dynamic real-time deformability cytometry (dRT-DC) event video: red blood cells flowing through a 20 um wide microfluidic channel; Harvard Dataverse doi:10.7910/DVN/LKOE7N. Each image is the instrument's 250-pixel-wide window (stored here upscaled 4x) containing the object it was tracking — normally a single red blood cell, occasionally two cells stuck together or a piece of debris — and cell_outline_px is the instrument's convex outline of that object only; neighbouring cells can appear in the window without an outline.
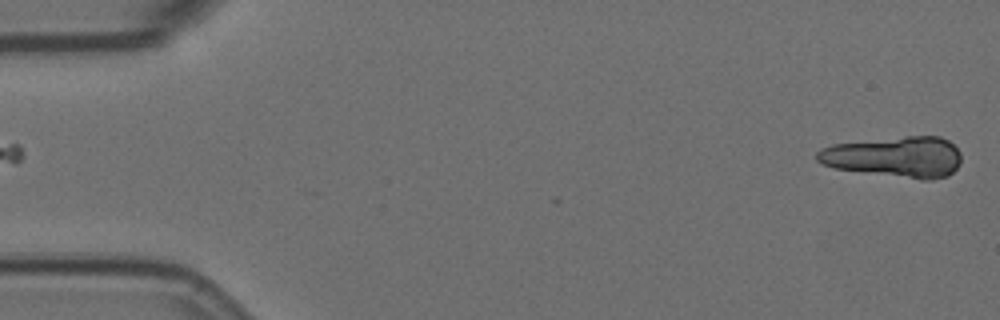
{"species": "Egyptian fruit bat (a non-hibernating species)", "species_latin": "Rousettus aegyptiacus", "temperature_condition": "room temperature", "stored_images_in_passage": 5, "camera_frame_rate_fps": 3000, "um_per_image_px": 0.085, "animal": {"sex": "female"}, "frame": {"image": 1, "passage_image": 5, "time_ms": 1.333, "image_size_px": [1000, 320], "cell_outline_px": [[960, 164], [948, 176], [932, 180], [920, 180], [832, 168], [816, 160], [816, 152], [820, 148], [832, 144], [904, 136], [940, 136], [948, 140], [960, 152]], "centroid_in_image_um": [76.05, 13.34], "position_along_channel_um": 8.9, "area_um2": 34.68}}